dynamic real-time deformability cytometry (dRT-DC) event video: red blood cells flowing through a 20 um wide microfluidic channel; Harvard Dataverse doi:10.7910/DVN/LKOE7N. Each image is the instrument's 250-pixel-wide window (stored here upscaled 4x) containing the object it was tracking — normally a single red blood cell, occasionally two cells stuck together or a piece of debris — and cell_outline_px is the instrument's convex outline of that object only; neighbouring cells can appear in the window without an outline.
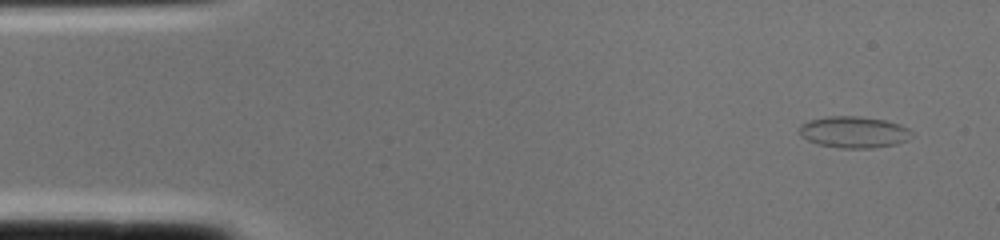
{"species": "common noctule bat (a hibernating species)", "species_latin": "Nyctalus noctula", "temperature_condition": "cold", "stored_images_in_passage": 2, "camera_frame_rate_fps": 3000, "um_per_image_px": 0.085, "animal": {"sex": "female", "body_mass_g": 22.0, "forearm_length_mm": 56.7}, "frame": {"image": 1, "passage_image": 1, "time_ms": 0.0, "image_size_px": [1000, 240], "cell_outline_px": [[912, 132], [908, 140], [896, 144], [872, 148], [840, 148], [816, 144], [800, 136], [800, 124], [808, 120], [828, 116], [856, 116], [884, 120], [900, 124], [908, 128]], "centroid_in_image_um": [72.55, 11.23], "position_along_channel_um": 12.4, "area_um2": 20.69}}
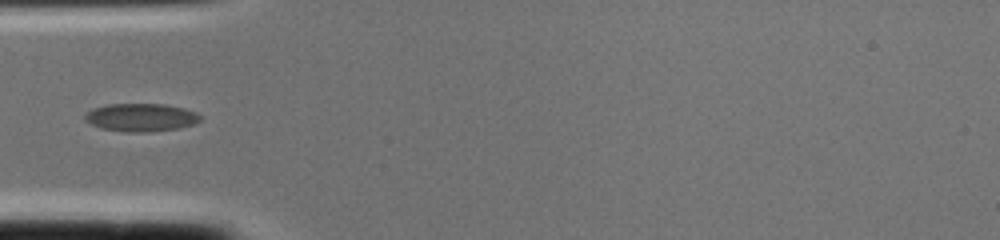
{"frame": {"image": 2, "passage_image": 2, "time_ms": 0.333, "image_size_px": [1000, 240], "cell_outline_px": [[200, 120], [196, 124], [180, 128], [148, 132], [128, 132], [100, 128], [84, 120], [84, 112], [92, 108], [104, 104], [164, 104], [184, 108], [196, 112], [200, 116]], "centroid_in_image_um": [11.96, 9.98], "position_along_channel_um": 73.0, "area_um2": 19.07}}